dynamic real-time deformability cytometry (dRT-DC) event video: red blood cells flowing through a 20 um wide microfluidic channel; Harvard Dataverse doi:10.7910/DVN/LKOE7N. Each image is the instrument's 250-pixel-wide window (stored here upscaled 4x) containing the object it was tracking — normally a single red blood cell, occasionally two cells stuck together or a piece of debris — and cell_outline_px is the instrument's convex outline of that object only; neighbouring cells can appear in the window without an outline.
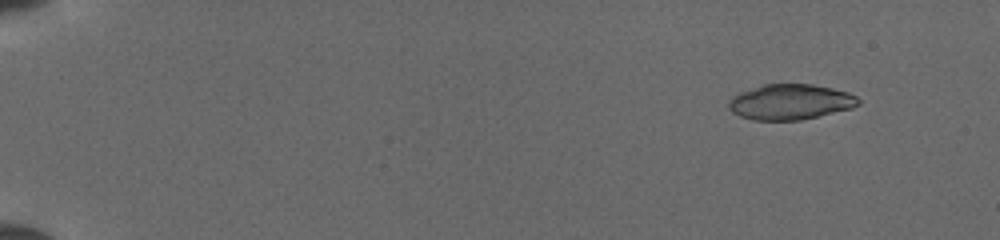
{"species": "common noctule bat (a hibernating species)", "species_latin": "Nyctalus noctula", "temperature_condition": "cold", "stored_images_in_passage": 51, "camera_frame_rate_fps": 3000, "um_per_image_px": 0.085, "animal": {"sex": "female", "body_mass_g": 19.5, "forearm_length_mm": 54.1}, "frame": {"image": 1, "passage_image": 6, "time_ms": 1.667, "image_size_px": [1000, 240], "cell_outline_px": [[860, 104], [852, 108], [800, 120], [752, 120], [740, 116], [732, 112], [728, 108], [728, 100], [732, 96], [740, 92], [764, 84], [812, 84], [832, 88], [848, 92], [856, 96], [860, 100]], "centroid_in_image_um": [67.16, 8.66], "position_along_channel_um": 17.8, "area_um2": 26.82}}
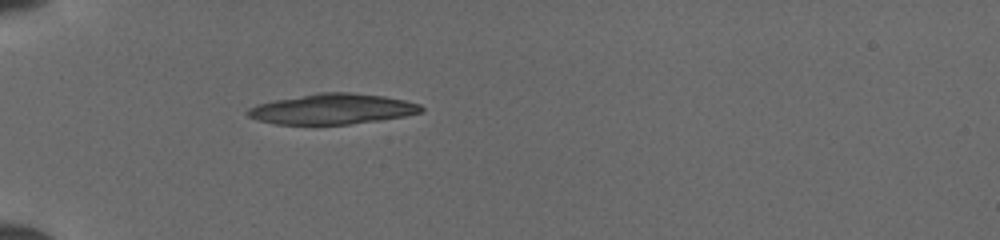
{"frame": {"image": 2, "passage_image": 18, "time_ms": 5.667, "image_size_px": [1000, 240], "cell_outline_px": [[424, 112], [404, 116], [380, 120], [348, 124], [276, 124], [260, 120], [248, 116], [244, 112], [248, 108], [256, 104], [316, 92], [352, 92], [384, 96], [404, 100], [420, 104], [424, 108]], "centroid_in_image_um": [28.26, 9.25], "position_along_channel_um": 56.7, "area_um2": 30.81}}